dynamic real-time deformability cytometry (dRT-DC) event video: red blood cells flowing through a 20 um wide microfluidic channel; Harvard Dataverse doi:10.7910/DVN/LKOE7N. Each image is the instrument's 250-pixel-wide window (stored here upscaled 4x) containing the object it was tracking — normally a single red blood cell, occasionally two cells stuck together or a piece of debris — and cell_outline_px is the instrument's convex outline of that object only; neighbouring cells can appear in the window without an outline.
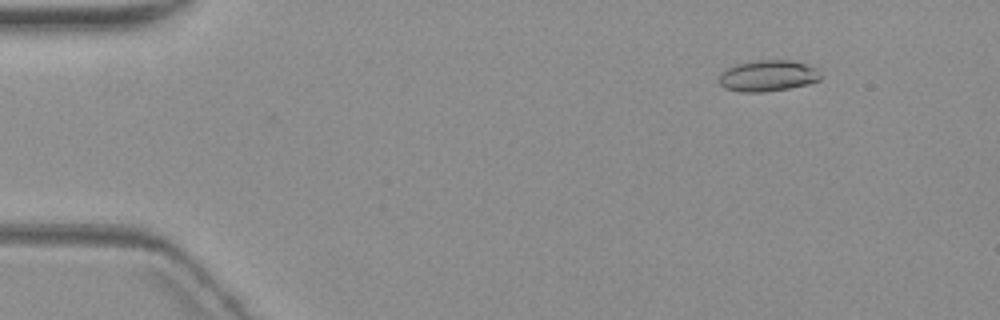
{"species": "common noctule bat (a hibernating species)", "species_latin": "Nyctalus noctula", "temperature_condition": "warm", "stored_images_in_passage": 6, "camera_frame_rate_fps": 3000, "um_per_image_px": 0.085, "animal": {"sex": "female", "body_mass_g": 19.3, "forearm_length_mm": 54.1}, "frame": {"image": 1, "passage_image": 3, "time_ms": 2.333, "image_size_px": [1000, 320], "cell_outline_px": [[820, 80], [808, 84], [788, 88], [764, 92], [740, 92], [724, 88], [720, 84], [720, 72], [724, 68], [736, 64], [756, 60], [792, 60], [816, 68], [820, 76]], "centroid_in_image_um": [65.22, 6.44], "position_along_channel_um": 19.8, "area_um2": 18.5}}
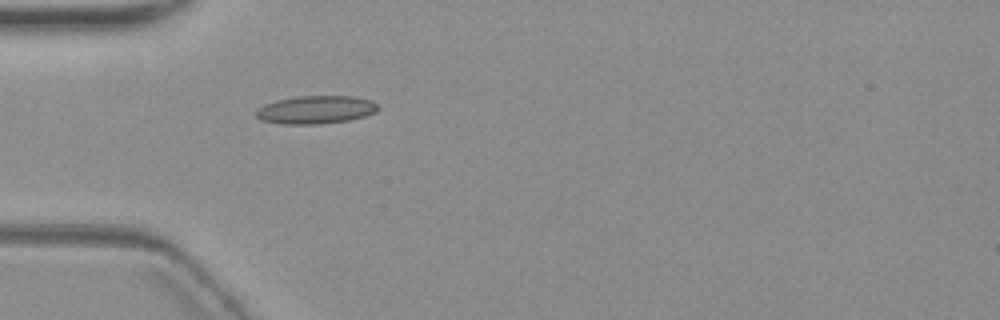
{"frame": {"image": 2, "passage_image": 6, "time_ms": 6.0, "image_size_px": [1000, 320], "cell_outline_px": [[380, 108], [376, 112], [364, 116], [348, 120], [320, 124], [284, 124], [260, 120], [256, 116], [256, 108], [264, 104], [276, 100], [296, 96], [352, 96], [372, 100]], "centroid_in_image_um": [26.82, 9.32], "position_along_channel_um": 58.2, "area_um2": 20.06}}